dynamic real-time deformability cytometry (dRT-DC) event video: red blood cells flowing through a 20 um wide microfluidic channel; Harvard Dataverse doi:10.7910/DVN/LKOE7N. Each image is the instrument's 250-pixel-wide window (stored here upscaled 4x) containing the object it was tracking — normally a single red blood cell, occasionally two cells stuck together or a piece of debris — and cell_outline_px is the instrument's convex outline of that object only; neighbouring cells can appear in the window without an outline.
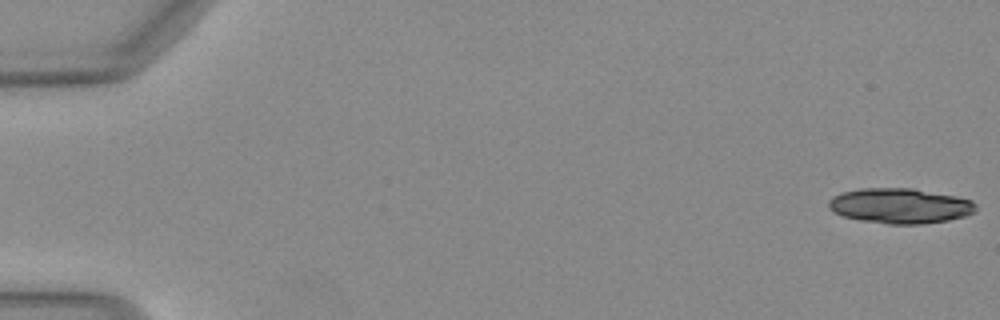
{"species": "Egyptian fruit bat (a non-hibernating species)", "species_latin": "Rousettus aegyptiacus", "temperature_condition": "warm", "stored_images_in_passage": 12, "camera_frame_rate_fps": 3000, "um_per_image_px": 0.085, "animal": {"sex": "female"}, "frame": {"image": 1, "passage_image": 1, "time_ms": 0.0, "image_size_px": [1000, 320], "cell_outline_px": [[976, 212], [964, 216], [948, 220], [920, 224], [888, 224], [860, 220], [844, 216], [828, 208], [828, 200], [832, 196], [840, 192], [860, 188], [912, 188], [956, 196], [972, 200], [976, 204]], "centroid_in_image_um": [76.49, 17.48], "position_along_channel_um": 8.5, "area_um2": 30.29}}